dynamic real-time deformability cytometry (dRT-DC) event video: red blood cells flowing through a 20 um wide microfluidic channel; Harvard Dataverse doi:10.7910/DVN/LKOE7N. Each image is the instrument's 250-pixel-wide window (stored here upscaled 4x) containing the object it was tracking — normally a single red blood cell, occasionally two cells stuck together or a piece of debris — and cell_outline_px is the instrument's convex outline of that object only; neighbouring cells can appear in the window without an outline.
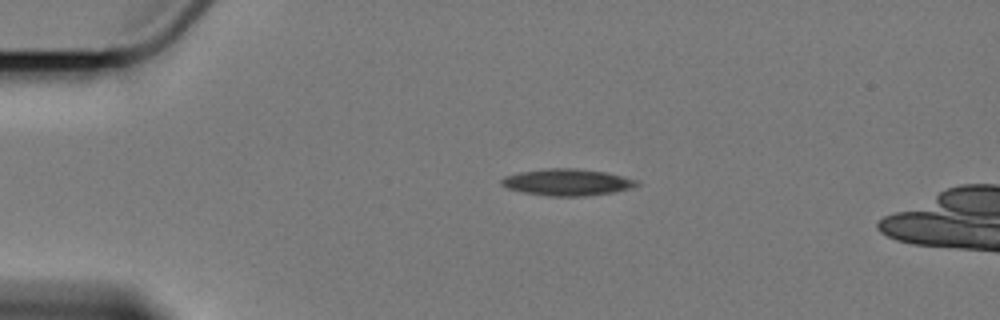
{"species": "Egyptian fruit bat (a non-hibernating species)", "species_latin": "Rousettus aegyptiacus", "temperature_condition": "cold", "stored_images_in_passage": 3, "camera_frame_rate_fps": 3000, "um_per_image_px": 0.085, "animal": {"sex": "female"}, "frame": {"image": 1, "passage_image": 1, "time_ms": 0.0, "image_size_px": [1000, 320], "cell_outline_px": [[640, 184], [632, 188], [612, 192], [584, 196], [548, 196], [524, 192], [508, 188], [500, 184], [500, 180], [504, 176], [520, 172], [548, 168], [576, 168], [604, 172], [636, 180]], "centroid_in_image_um": [48.18, 15.49], "position_along_channel_um": 36.8, "area_um2": 20.81}}